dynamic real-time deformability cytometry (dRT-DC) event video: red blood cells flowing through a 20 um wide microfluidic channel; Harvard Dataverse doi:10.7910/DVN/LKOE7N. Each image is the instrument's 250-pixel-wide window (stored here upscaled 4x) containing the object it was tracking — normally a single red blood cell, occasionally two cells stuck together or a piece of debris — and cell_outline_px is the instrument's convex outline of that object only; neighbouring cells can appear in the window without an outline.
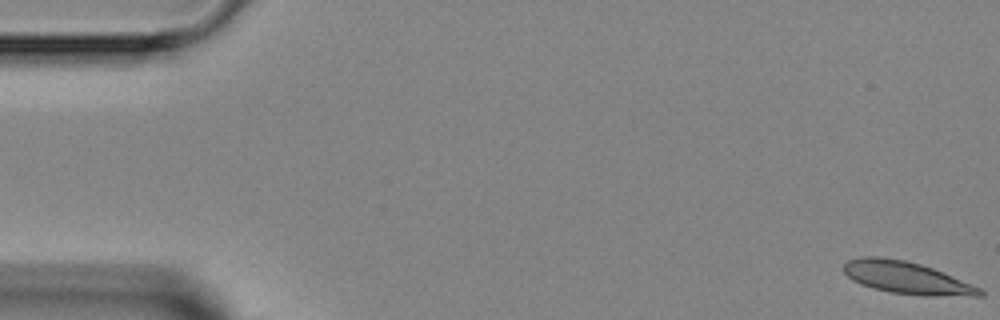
{"species": "Egyptian fruit bat (a non-hibernating species)", "species_latin": "Rousettus aegyptiacus", "temperature_condition": "room temperature", "stored_images_in_passage": 5, "camera_frame_rate_fps": 3000, "um_per_image_px": 0.085, "animal": {"sex": "female"}, "frame": {"image": 1, "passage_image": 1, "time_ms": 0.0, "image_size_px": [1000, 320], "cell_outline_px": [[984, 296], [924, 296], [892, 292], [872, 288], [860, 284], [852, 280], [844, 272], [844, 264], [848, 260], [860, 256], [880, 256], [904, 260], [920, 264], [932, 268], [984, 288]], "centroid_in_image_um": [77.1, 23.62], "position_along_channel_um": 7.9, "area_um2": 25.78}}